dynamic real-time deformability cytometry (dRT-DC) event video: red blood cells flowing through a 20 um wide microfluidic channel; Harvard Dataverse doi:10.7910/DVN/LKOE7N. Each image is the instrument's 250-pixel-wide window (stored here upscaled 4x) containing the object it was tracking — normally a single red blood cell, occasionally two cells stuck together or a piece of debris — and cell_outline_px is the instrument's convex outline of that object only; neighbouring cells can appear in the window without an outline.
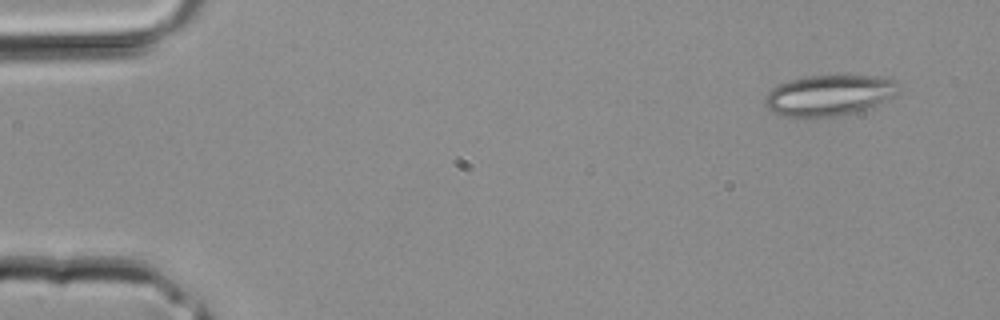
{"species": "common noctule bat (a hibernating species)", "species_latin": "Nyctalus noctula", "temperature_condition": "room temperature", "stored_images_in_passage": 2, "camera_frame_rate_fps": 3000, "um_per_image_px": 0.085, "animal": {"sex": "male", "body_mass_g": 20.4}, "frame": {"image": 1, "passage_image": 2, "time_ms": 0.333, "image_size_px": [1000, 320], "cell_outline_px": [[896, 92], [892, 96], [868, 108], [856, 112], [836, 116], [776, 116], [764, 104], [764, 96], [772, 88], [780, 84], [792, 80], [808, 76], [888, 76], [896, 80]], "centroid_in_image_um": [70.43, 8.1], "position_along_channel_um": 14.6, "area_um2": 31.39}}